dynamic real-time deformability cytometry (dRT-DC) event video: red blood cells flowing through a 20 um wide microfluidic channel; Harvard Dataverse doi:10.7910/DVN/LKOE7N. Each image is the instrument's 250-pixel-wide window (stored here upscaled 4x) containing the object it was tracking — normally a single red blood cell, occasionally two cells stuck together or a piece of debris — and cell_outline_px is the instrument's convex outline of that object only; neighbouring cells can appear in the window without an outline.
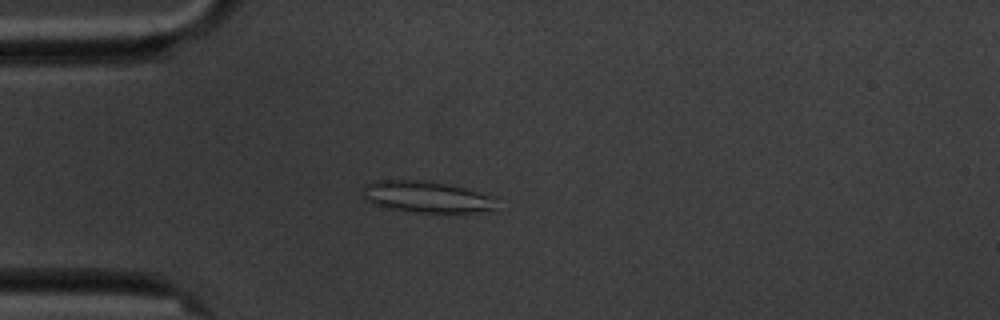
{"species": "common noctule bat (a hibernating species)", "species_latin": "Nyctalus noctula", "temperature_condition": "cold", "stored_images_in_passage": 5, "camera_frame_rate_fps": 3000, "um_per_image_px": 0.085, "animal": {"sex": "male", "body_mass_g": 20.1, "forearm_length_mm": 53.5}, "frame": {"image": 1, "passage_image": 5, "time_ms": 4.333, "image_size_px": [1000, 320], "cell_outline_px": [[496, 212], [416, 212], [384, 208], [372, 204], [364, 200], [360, 196], [364, 184], [376, 180], [424, 180], [452, 184], [496, 196]], "centroid_in_image_um": [36.27, 16.73], "position_along_channel_um": 48.7, "area_um2": 25.43}}